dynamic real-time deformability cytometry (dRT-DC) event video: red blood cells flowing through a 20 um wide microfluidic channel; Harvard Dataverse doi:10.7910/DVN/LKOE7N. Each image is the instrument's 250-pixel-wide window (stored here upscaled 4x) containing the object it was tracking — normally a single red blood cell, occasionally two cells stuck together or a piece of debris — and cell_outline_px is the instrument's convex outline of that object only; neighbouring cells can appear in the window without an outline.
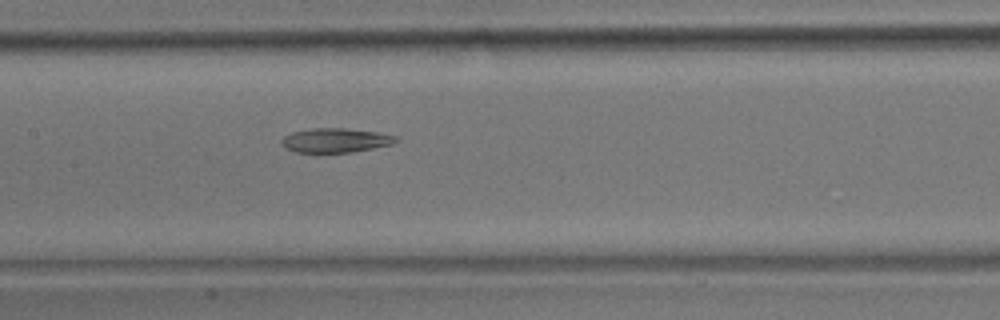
{"species": "common noctule bat (a hibernating species)", "species_latin": "Nyctalus noctula", "temperature_condition": "room temperature", "stored_images_in_passage": 18, "camera_frame_rate_fps": 3000, "um_per_image_px": 0.085, "animal": {"sex": "male", "body_mass_g": 17.9}, "frame": {"image": 1, "passage_image": 11, "time_ms": 3.333, "image_size_px": [1000, 320], "cell_outline_px": [[400, 140], [392, 144], [352, 152], [296, 152], [284, 148], [280, 144], [280, 140], [284, 136], [292, 132], [312, 128], [344, 128], [376, 132], [396, 136]], "centroid_in_image_um": [28.48, 11.92], "position_along_channel_um": 178.9, "area_um2": 16.18}}